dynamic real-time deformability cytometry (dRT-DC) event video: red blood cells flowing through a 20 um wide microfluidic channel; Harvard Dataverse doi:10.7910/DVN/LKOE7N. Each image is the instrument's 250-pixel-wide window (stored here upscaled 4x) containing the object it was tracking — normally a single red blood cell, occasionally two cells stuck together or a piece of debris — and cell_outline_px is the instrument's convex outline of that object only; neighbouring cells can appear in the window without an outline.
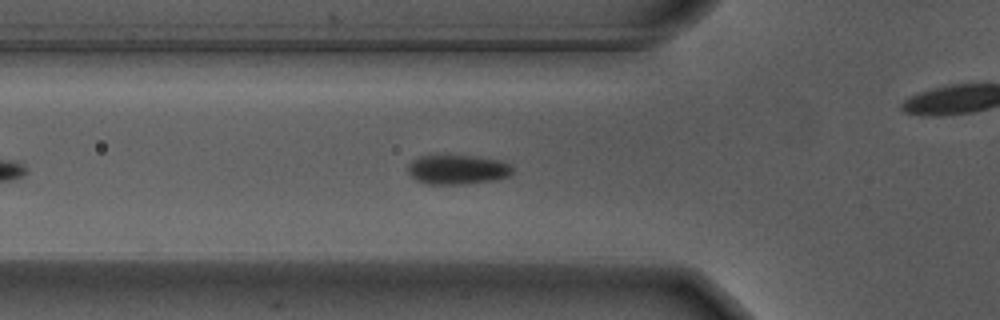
{"species": "Egyptian fruit bat (a non-hibernating species)", "species_latin": "Rousettus aegyptiacus", "temperature_condition": "warm", "stored_images_in_passage": 45, "camera_frame_rate_fps": 3000, "um_per_image_px": 0.085, "animal": {"sex": "male"}, "frame": {"image": 1, "passage_image": 7, "time_ms": 2.0, "image_size_px": [1000, 320], "cell_outline_px": [[512, 172], [508, 176], [496, 180], [468, 184], [428, 184], [416, 180], [408, 172], [408, 164], [416, 156], [436, 152], [480, 156], [500, 160], [508, 164], [512, 168]], "centroid_in_image_um": [38.83, 14.35], "position_along_channel_um": 87.0, "area_um2": 18.96}}
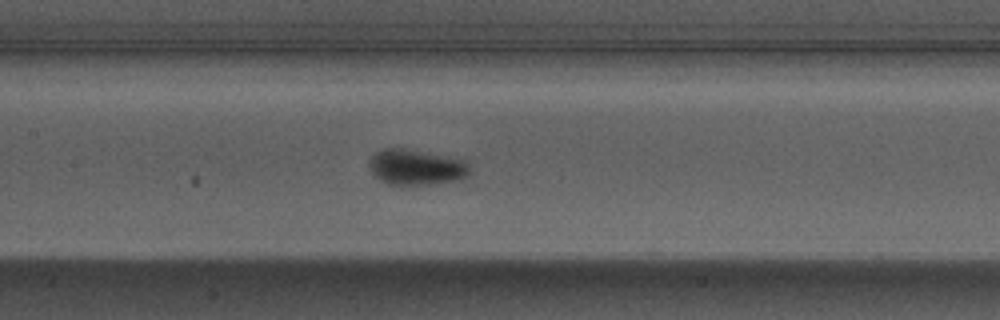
{"frame": {"image": 2, "passage_image": 14, "time_ms": 4.333, "image_size_px": [1000, 320], "cell_outline_px": [[468, 176], [460, 180], [428, 184], [388, 184], [380, 180], [372, 172], [368, 164], [368, 160], [380, 148], [400, 148], [464, 160], [468, 164]], "centroid_in_image_um": [35.33, 14.21], "position_along_channel_um": 172.1, "area_um2": 20.46}}
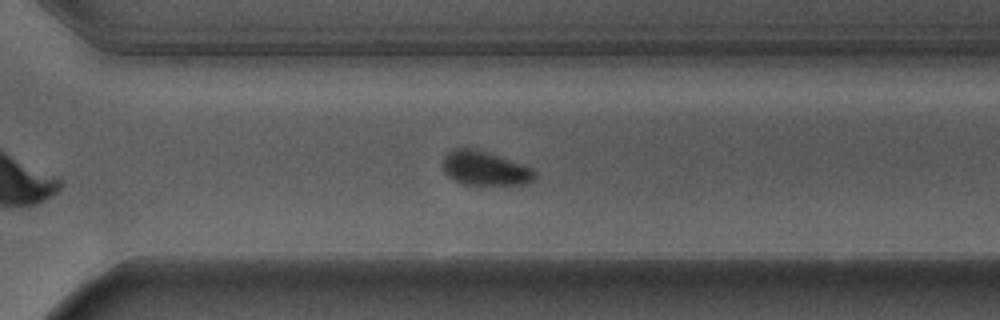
{"frame": {"image": 3, "passage_image": 27, "time_ms": 8.667, "image_size_px": [1000, 320], "cell_outline_px": [[536, 180], [524, 184], [460, 184], [448, 176], [444, 172], [444, 156], [452, 148], [472, 148], [532, 168], [536, 172]], "centroid_in_image_um": [41.2, 14.32], "position_along_channel_um": 329.4, "area_um2": 17.92}, "authors_computed_cell_mechanics": {"area_um2": 18.8428, "velocity_mm_per_s": 3.6425, "shape_relaxation_time_tau1_ms": 4.9277, "shape_relaxation_time_tau2_ms": null, "deformation_change_tau1": 0.122, "deformation_change_tau2": null}}